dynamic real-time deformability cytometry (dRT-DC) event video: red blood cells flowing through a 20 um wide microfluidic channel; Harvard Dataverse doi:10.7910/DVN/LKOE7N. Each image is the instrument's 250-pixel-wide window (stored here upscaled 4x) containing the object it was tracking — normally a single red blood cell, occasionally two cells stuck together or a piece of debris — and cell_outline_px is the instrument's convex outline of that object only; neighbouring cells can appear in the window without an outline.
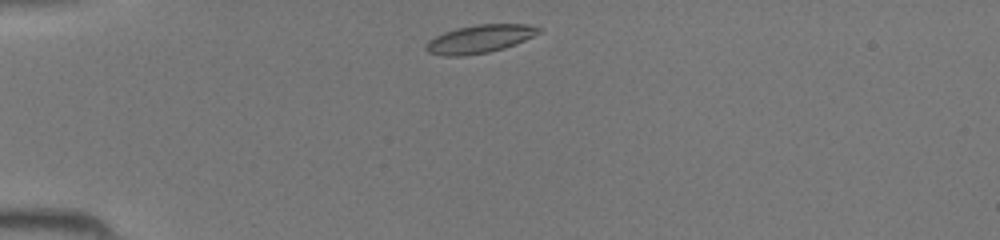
{"species": "common noctule bat (a hibernating species)", "species_latin": "Nyctalus noctula", "temperature_condition": "room temperature", "stored_images_in_passage": 34, "camera_frame_rate_fps": 3000, "um_per_image_px": 0.085, "animal": {"sex": "female", "body_mass_g": 19.5, "forearm_length_mm": 54.1}, "frame": {"image": 1, "passage_image": 1, "time_ms": 0.0, "image_size_px": [1000, 240], "cell_outline_px": [[540, 32], [516, 44], [504, 48], [488, 52], [464, 56], [444, 56], [428, 52], [424, 48], [424, 44], [428, 40], [444, 32], [456, 28], [476, 24], [528, 24], [540, 28]], "centroid_in_image_um": [40.72, 3.31], "position_along_channel_um": 44.3, "area_um2": 18.5}}
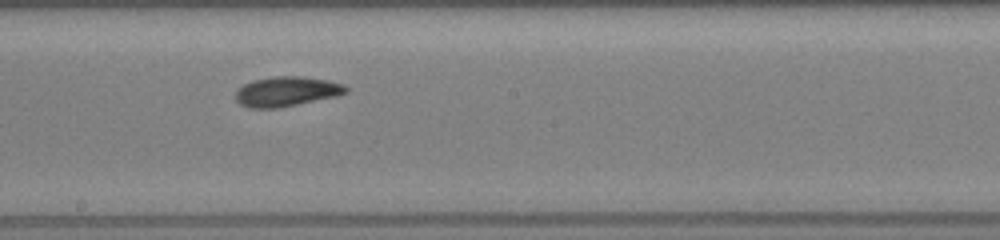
{"frame": {"image": 2, "passage_image": 15, "time_ms": 4.667, "image_size_px": [1000, 240], "cell_outline_px": [[348, 92], [336, 96], [280, 108], [248, 108], [240, 104], [236, 100], [236, 88], [252, 80], [276, 76], [304, 76], [328, 80], [344, 84], [348, 88]], "centroid_in_image_um": [24.35, 7.77], "position_along_channel_um": 223.9, "area_um2": 19.36}}
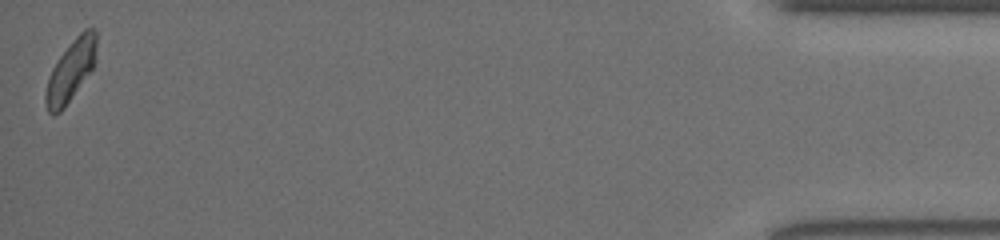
{"frame": {"image": 3, "passage_image": 34, "time_ms": 11.0, "image_size_px": [1000, 240], "cell_outline_px": [[96, 44], [92, 68], [64, 108], [60, 112], [52, 116], [48, 112], [44, 100], [44, 96], [48, 80], [52, 68], [60, 56], [72, 40], [84, 28], [92, 28], [96, 32]], "centroid_in_image_um": [5.98, 6.02], "position_along_channel_um": 429.2, "area_um2": 17.69}}